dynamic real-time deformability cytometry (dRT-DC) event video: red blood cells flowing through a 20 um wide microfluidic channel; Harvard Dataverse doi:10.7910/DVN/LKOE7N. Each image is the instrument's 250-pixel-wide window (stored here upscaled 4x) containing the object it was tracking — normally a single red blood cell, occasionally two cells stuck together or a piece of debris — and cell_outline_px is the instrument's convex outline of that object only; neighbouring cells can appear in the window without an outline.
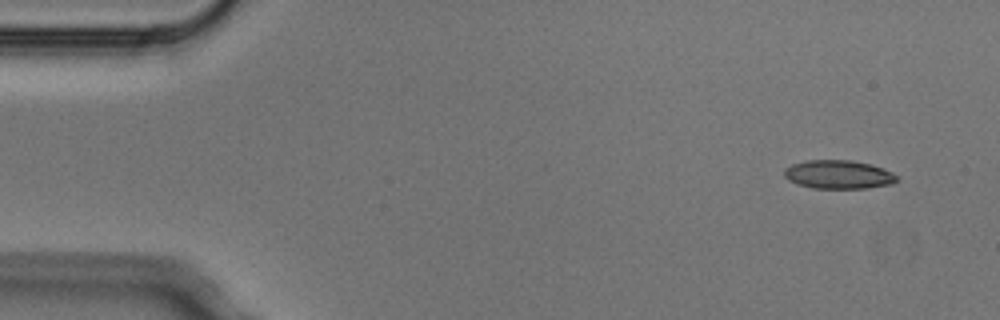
{"species": "Egyptian fruit bat (a non-hibernating species)", "species_latin": "Rousettus aegyptiacus", "temperature_condition": "cold", "stored_images_in_passage": 5, "camera_frame_rate_fps": 3000, "um_per_image_px": 0.085, "animal": {"sex": "male"}, "frame": {"image": 1, "passage_image": 1, "time_ms": 0.0, "image_size_px": [1000, 320], "cell_outline_px": [[900, 180], [892, 184], [868, 188], [812, 188], [796, 184], [788, 180], [784, 176], [784, 168], [792, 164], [808, 160], [852, 160], [872, 164], [884, 168], [900, 176]], "centroid_in_image_um": [71.31, 14.83], "position_along_channel_um": 13.7, "area_um2": 19.13}}